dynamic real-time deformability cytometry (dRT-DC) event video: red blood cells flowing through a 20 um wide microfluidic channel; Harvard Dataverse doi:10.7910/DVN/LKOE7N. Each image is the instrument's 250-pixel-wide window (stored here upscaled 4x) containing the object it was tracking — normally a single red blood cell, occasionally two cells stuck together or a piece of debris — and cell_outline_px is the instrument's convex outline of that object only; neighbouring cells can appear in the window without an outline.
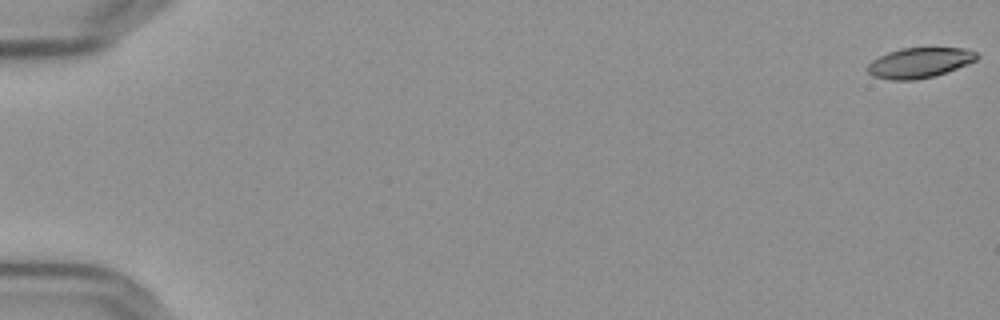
{"species": "Egyptian fruit bat (a non-hibernating species)", "species_latin": "Rousettus aegyptiacus", "temperature_condition": "cold", "stored_images_in_passage": 58, "camera_frame_rate_fps": 3000, "um_per_image_px": 0.085, "frame": {"image": 1, "passage_image": 1, "time_ms": 0.0, "image_size_px": [1000, 320], "cell_outline_px": [[980, 56], [976, 60], [968, 64], [932, 76], [916, 80], [892, 80], [872, 76], [864, 68], [872, 60], [888, 52], [900, 48], [964, 48], [976, 52]], "centroid_in_image_um": [78.12, 5.33], "position_along_channel_um": 6.9, "area_um2": 19.19}}
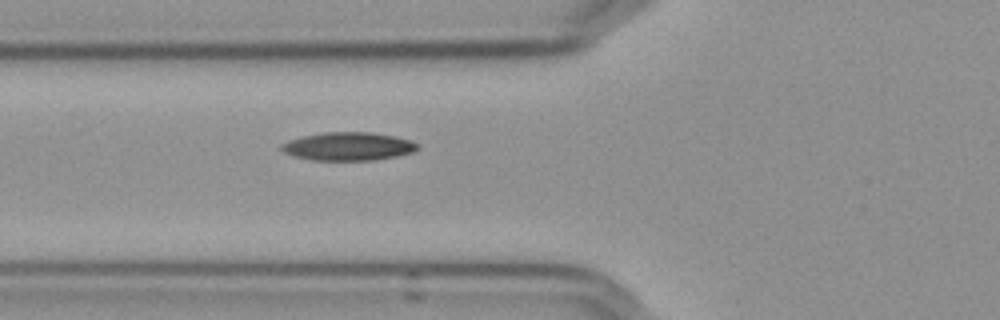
{"frame": {"image": 2, "passage_image": 23, "time_ms": 7.333, "image_size_px": [1000, 320], "cell_outline_px": [[420, 148], [416, 152], [396, 156], [372, 160], [312, 160], [292, 156], [284, 152], [280, 148], [280, 144], [288, 140], [304, 136], [324, 132], [372, 132], [396, 136], [412, 140], [420, 144]], "centroid_in_image_um": [29.65, 12.44], "position_along_channel_um": 96.2, "area_um2": 22.72}}
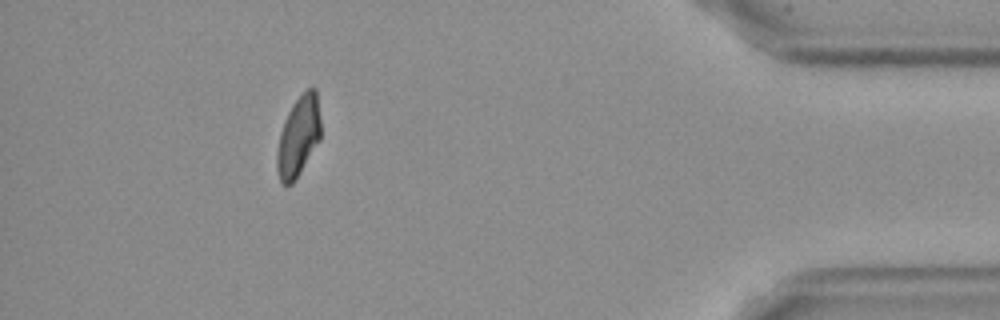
{"frame": {"image": 3, "passage_image": 53, "time_ms": 17.333, "image_size_px": [1000, 320], "cell_outline_px": [[320, 140], [300, 172], [292, 184], [284, 184], [280, 180], [276, 168], [276, 152], [280, 132], [284, 120], [292, 104], [308, 88], [316, 88], [320, 120]], "centroid_in_image_um": [25.35, 11.6], "position_along_channel_um": 409.8, "area_um2": 20.35}, "authors_computed_cell_mechanics": {"area_um2": 21.2126, "velocity_mm_per_s": 3.6088, "shape_relaxation_time_tau1_ms": 5.8559, "shape_relaxation_time_tau2_ms": 7.74, "deformation_change_tau1": 0.1458, "deformation_change_tau2": 0.1248}}